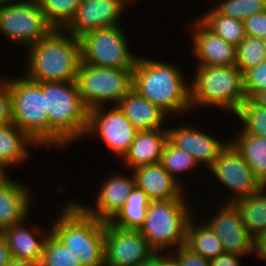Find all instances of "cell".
Returning a JSON list of instances; mask_svg holds the SVG:
<instances>
[{
	"label": "cell",
	"instance_id": "cell-1",
	"mask_svg": "<svg viewBox=\"0 0 266 266\" xmlns=\"http://www.w3.org/2000/svg\"><path fill=\"white\" fill-rule=\"evenodd\" d=\"M182 72L171 62L138 56L133 69L132 88L168 116L189 115L192 112L191 87Z\"/></svg>",
	"mask_w": 266,
	"mask_h": 266
},
{
	"label": "cell",
	"instance_id": "cell-2",
	"mask_svg": "<svg viewBox=\"0 0 266 266\" xmlns=\"http://www.w3.org/2000/svg\"><path fill=\"white\" fill-rule=\"evenodd\" d=\"M37 83L45 94V110L49 115V147L62 150L83 140L88 125V109L81 100L75 81Z\"/></svg>",
	"mask_w": 266,
	"mask_h": 266
},
{
	"label": "cell",
	"instance_id": "cell-3",
	"mask_svg": "<svg viewBox=\"0 0 266 266\" xmlns=\"http://www.w3.org/2000/svg\"><path fill=\"white\" fill-rule=\"evenodd\" d=\"M26 51L24 76L36 82H74L81 63L79 38L54 29Z\"/></svg>",
	"mask_w": 266,
	"mask_h": 266
},
{
	"label": "cell",
	"instance_id": "cell-4",
	"mask_svg": "<svg viewBox=\"0 0 266 266\" xmlns=\"http://www.w3.org/2000/svg\"><path fill=\"white\" fill-rule=\"evenodd\" d=\"M73 200L61 207L51 233L82 266H104L105 221L89 216Z\"/></svg>",
	"mask_w": 266,
	"mask_h": 266
},
{
	"label": "cell",
	"instance_id": "cell-5",
	"mask_svg": "<svg viewBox=\"0 0 266 266\" xmlns=\"http://www.w3.org/2000/svg\"><path fill=\"white\" fill-rule=\"evenodd\" d=\"M190 81L191 110L211 107L236 114L246 100L243 73L232 66H196ZM201 107V108H200Z\"/></svg>",
	"mask_w": 266,
	"mask_h": 266
},
{
	"label": "cell",
	"instance_id": "cell-6",
	"mask_svg": "<svg viewBox=\"0 0 266 266\" xmlns=\"http://www.w3.org/2000/svg\"><path fill=\"white\" fill-rule=\"evenodd\" d=\"M187 199L151 201L141 235L155 252H173L185 245L186 225L194 210ZM189 205V206H188Z\"/></svg>",
	"mask_w": 266,
	"mask_h": 266
},
{
	"label": "cell",
	"instance_id": "cell-7",
	"mask_svg": "<svg viewBox=\"0 0 266 266\" xmlns=\"http://www.w3.org/2000/svg\"><path fill=\"white\" fill-rule=\"evenodd\" d=\"M10 77H7V84L11 94L12 122L37 145L49 148V115L41 86L24 75Z\"/></svg>",
	"mask_w": 266,
	"mask_h": 266
},
{
	"label": "cell",
	"instance_id": "cell-8",
	"mask_svg": "<svg viewBox=\"0 0 266 266\" xmlns=\"http://www.w3.org/2000/svg\"><path fill=\"white\" fill-rule=\"evenodd\" d=\"M75 83L90 110L118 102L132 89L133 69H115L80 63ZM107 103V104H106Z\"/></svg>",
	"mask_w": 266,
	"mask_h": 266
},
{
	"label": "cell",
	"instance_id": "cell-9",
	"mask_svg": "<svg viewBox=\"0 0 266 266\" xmlns=\"http://www.w3.org/2000/svg\"><path fill=\"white\" fill-rule=\"evenodd\" d=\"M53 30L37 0L0 3V35L15 46L27 49Z\"/></svg>",
	"mask_w": 266,
	"mask_h": 266
},
{
	"label": "cell",
	"instance_id": "cell-10",
	"mask_svg": "<svg viewBox=\"0 0 266 266\" xmlns=\"http://www.w3.org/2000/svg\"><path fill=\"white\" fill-rule=\"evenodd\" d=\"M121 25L89 31L79 37L81 62L115 69H134L137 54Z\"/></svg>",
	"mask_w": 266,
	"mask_h": 266
},
{
	"label": "cell",
	"instance_id": "cell-11",
	"mask_svg": "<svg viewBox=\"0 0 266 266\" xmlns=\"http://www.w3.org/2000/svg\"><path fill=\"white\" fill-rule=\"evenodd\" d=\"M88 110V125L84 138H99L106 148L122 159L128 152L138 130L117 105Z\"/></svg>",
	"mask_w": 266,
	"mask_h": 266
},
{
	"label": "cell",
	"instance_id": "cell-12",
	"mask_svg": "<svg viewBox=\"0 0 266 266\" xmlns=\"http://www.w3.org/2000/svg\"><path fill=\"white\" fill-rule=\"evenodd\" d=\"M207 171L210 172V176L214 175L212 178L215 177L221 186H226L225 188L230 191L223 203H234L250 197L264 186L230 142Z\"/></svg>",
	"mask_w": 266,
	"mask_h": 266
},
{
	"label": "cell",
	"instance_id": "cell-13",
	"mask_svg": "<svg viewBox=\"0 0 266 266\" xmlns=\"http://www.w3.org/2000/svg\"><path fill=\"white\" fill-rule=\"evenodd\" d=\"M153 252L139 230L105 222L104 266H137Z\"/></svg>",
	"mask_w": 266,
	"mask_h": 266
},
{
	"label": "cell",
	"instance_id": "cell-14",
	"mask_svg": "<svg viewBox=\"0 0 266 266\" xmlns=\"http://www.w3.org/2000/svg\"><path fill=\"white\" fill-rule=\"evenodd\" d=\"M133 0H81L74 18L64 30L79 38L83 34L105 27L120 25L122 14Z\"/></svg>",
	"mask_w": 266,
	"mask_h": 266
},
{
	"label": "cell",
	"instance_id": "cell-15",
	"mask_svg": "<svg viewBox=\"0 0 266 266\" xmlns=\"http://www.w3.org/2000/svg\"><path fill=\"white\" fill-rule=\"evenodd\" d=\"M218 205V210L213 209L215 214L211 212L212 216L204 218H207L205 221L221 241L225 253L243 257L253 253L254 238L245 228L235 205L233 203Z\"/></svg>",
	"mask_w": 266,
	"mask_h": 266
},
{
	"label": "cell",
	"instance_id": "cell-16",
	"mask_svg": "<svg viewBox=\"0 0 266 266\" xmlns=\"http://www.w3.org/2000/svg\"><path fill=\"white\" fill-rule=\"evenodd\" d=\"M167 128L168 140L180 150L191 155L200 167L207 170L211 167L220 152L230 142L214 138L210 132L196 128L195 125L178 123ZM200 129V130H199Z\"/></svg>",
	"mask_w": 266,
	"mask_h": 266
},
{
	"label": "cell",
	"instance_id": "cell-17",
	"mask_svg": "<svg viewBox=\"0 0 266 266\" xmlns=\"http://www.w3.org/2000/svg\"><path fill=\"white\" fill-rule=\"evenodd\" d=\"M193 25V26H192ZM195 66H232L236 64V47L216 35L197 17L191 23Z\"/></svg>",
	"mask_w": 266,
	"mask_h": 266
},
{
	"label": "cell",
	"instance_id": "cell-18",
	"mask_svg": "<svg viewBox=\"0 0 266 266\" xmlns=\"http://www.w3.org/2000/svg\"><path fill=\"white\" fill-rule=\"evenodd\" d=\"M131 175L112 174L106 180H103L98 189L97 199L95 200V208L87 206L81 202H74L89 216L99 220L109 222L116 213L123 207L127 197L135 187V177L131 171Z\"/></svg>",
	"mask_w": 266,
	"mask_h": 266
},
{
	"label": "cell",
	"instance_id": "cell-19",
	"mask_svg": "<svg viewBox=\"0 0 266 266\" xmlns=\"http://www.w3.org/2000/svg\"><path fill=\"white\" fill-rule=\"evenodd\" d=\"M29 188L9 175L0 182V233L32 215L34 195Z\"/></svg>",
	"mask_w": 266,
	"mask_h": 266
},
{
	"label": "cell",
	"instance_id": "cell-20",
	"mask_svg": "<svg viewBox=\"0 0 266 266\" xmlns=\"http://www.w3.org/2000/svg\"><path fill=\"white\" fill-rule=\"evenodd\" d=\"M28 220L6 228L1 234L12 258L32 262L42 259L44 244L51 233V228L48 226L46 232L40 225L28 224Z\"/></svg>",
	"mask_w": 266,
	"mask_h": 266
},
{
	"label": "cell",
	"instance_id": "cell-21",
	"mask_svg": "<svg viewBox=\"0 0 266 266\" xmlns=\"http://www.w3.org/2000/svg\"><path fill=\"white\" fill-rule=\"evenodd\" d=\"M130 171L135 177V185L142 189L151 201L188 199L184 194L188 190H185L160 163Z\"/></svg>",
	"mask_w": 266,
	"mask_h": 266
},
{
	"label": "cell",
	"instance_id": "cell-22",
	"mask_svg": "<svg viewBox=\"0 0 266 266\" xmlns=\"http://www.w3.org/2000/svg\"><path fill=\"white\" fill-rule=\"evenodd\" d=\"M117 106L138 131L167 129L163 124L169 116L133 88Z\"/></svg>",
	"mask_w": 266,
	"mask_h": 266
},
{
	"label": "cell",
	"instance_id": "cell-23",
	"mask_svg": "<svg viewBox=\"0 0 266 266\" xmlns=\"http://www.w3.org/2000/svg\"><path fill=\"white\" fill-rule=\"evenodd\" d=\"M167 140V129L138 131L128 152L121 159L125 169L133 170L160 163Z\"/></svg>",
	"mask_w": 266,
	"mask_h": 266
},
{
	"label": "cell",
	"instance_id": "cell-24",
	"mask_svg": "<svg viewBox=\"0 0 266 266\" xmlns=\"http://www.w3.org/2000/svg\"><path fill=\"white\" fill-rule=\"evenodd\" d=\"M31 146L39 147L13 122L0 125V166L7 172L28 161Z\"/></svg>",
	"mask_w": 266,
	"mask_h": 266
},
{
	"label": "cell",
	"instance_id": "cell-25",
	"mask_svg": "<svg viewBox=\"0 0 266 266\" xmlns=\"http://www.w3.org/2000/svg\"><path fill=\"white\" fill-rule=\"evenodd\" d=\"M238 131V132H237ZM234 138H228L248 164L254 175L266 185V138L246 134L241 128Z\"/></svg>",
	"mask_w": 266,
	"mask_h": 266
},
{
	"label": "cell",
	"instance_id": "cell-26",
	"mask_svg": "<svg viewBox=\"0 0 266 266\" xmlns=\"http://www.w3.org/2000/svg\"><path fill=\"white\" fill-rule=\"evenodd\" d=\"M194 219L192 215L186 225L185 246L209 260L225 253L221 241L208 223L197 221L198 224Z\"/></svg>",
	"mask_w": 266,
	"mask_h": 266
},
{
	"label": "cell",
	"instance_id": "cell-27",
	"mask_svg": "<svg viewBox=\"0 0 266 266\" xmlns=\"http://www.w3.org/2000/svg\"><path fill=\"white\" fill-rule=\"evenodd\" d=\"M233 204L253 238L266 233V185L250 197L239 199Z\"/></svg>",
	"mask_w": 266,
	"mask_h": 266
},
{
	"label": "cell",
	"instance_id": "cell-28",
	"mask_svg": "<svg viewBox=\"0 0 266 266\" xmlns=\"http://www.w3.org/2000/svg\"><path fill=\"white\" fill-rule=\"evenodd\" d=\"M150 202L147 194L135 185L123 207L109 223L121 229L139 230L146 218Z\"/></svg>",
	"mask_w": 266,
	"mask_h": 266
},
{
	"label": "cell",
	"instance_id": "cell-29",
	"mask_svg": "<svg viewBox=\"0 0 266 266\" xmlns=\"http://www.w3.org/2000/svg\"><path fill=\"white\" fill-rule=\"evenodd\" d=\"M199 19L216 35L235 47L246 37L243 21L218 14L213 8L201 14Z\"/></svg>",
	"mask_w": 266,
	"mask_h": 266
},
{
	"label": "cell",
	"instance_id": "cell-30",
	"mask_svg": "<svg viewBox=\"0 0 266 266\" xmlns=\"http://www.w3.org/2000/svg\"><path fill=\"white\" fill-rule=\"evenodd\" d=\"M160 164L184 189L183 181H179V178L199 166L191 155L175 147L169 140L164 144Z\"/></svg>",
	"mask_w": 266,
	"mask_h": 266
},
{
	"label": "cell",
	"instance_id": "cell-31",
	"mask_svg": "<svg viewBox=\"0 0 266 266\" xmlns=\"http://www.w3.org/2000/svg\"><path fill=\"white\" fill-rule=\"evenodd\" d=\"M241 121V129L246 134L266 138V107L246 98L239 111L235 114Z\"/></svg>",
	"mask_w": 266,
	"mask_h": 266
},
{
	"label": "cell",
	"instance_id": "cell-32",
	"mask_svg": "<svg viewBox=\"0 0 266 266\" xmlns=\"http://www.w3.org/2000/svg\"><path fill=\"white\" fill-rule=\"evenodd\" d=\"M54 29H64L74 18L81 0H37Z\"/></svg>",
	"mask_w": 266,
	"mask_h": 266
},
{
	"label": "cell",
	"instance_id": "cell-33",
	"mask_svg": "<svg viewBox=\"0 0 266 266\" xmlns=\"http://www.w3.org/2000/svg\"><path fill=\"white\" fill-rule=\"evenodd\" d=\"M266 60V48L263 39L247 36L236 47V64L244 74Z\"/></svg>",
	"mask_w": 266,
	"mask_h": 266
},
{
	"label": "cell",
	"instance_id": "cell-34",
	"mask_svg": "<svg viewBox=\"0 0 266 266\" xmlns=\"http://www.w3.org/2000/svg\"><path fill=\"white\" fill-rule=\"evenodd\" d=\"M213 9L218 13L243 21L249 16L266 11V0H221Z\"/></svg>",
	"mask_w": 266,
	"mask_h": 266
},
{
	"label": "cell",
	"instance_id": "cell-35",
	"mask_svg": "<svg viewBox=\"0 0 266 266\" xmlns=\"http://www.w3.org/2000/svg\"><path fill=\"white\" fill-rule=\"evenodd\" d=\"M76 253L66 249L65 246L52 234L47 237L42 259L48 266H82Z\"/></svg>",
	"mask_w": 266,
	"mask_h": 266
},
{
	"label": "cell",
	"instance_id": "cell-36",
	"mask_svg": "<svg viewBox=\"0 0 266 266\" xmlns=\"http://www.w3.org/2000/svg\"><path fill=\"white\" fill-rule=\"evenodd\" d=\"M243 89L246 98H251L255 93L266 90V60L243 74Z\"/></svg>",
	"mask_w": 266,
	"mask_h": 266
},
{
	"label": "cell",
	"instance_id": "cell-37",
	"mask_svg": "<svg viewBox=\"0 0 266 266\" xmlns=\"http://www.w3.org/2000/svg\"><path fill=\"white\" fill-rule=\"evenodd\" d=\"M170 256L177 262L178 266H210V260L192 252L185 245L170 252Z\"/></svg>",
	"mask_w": 266,
	"mask_h": 266
},
{
	"label": "cell",
	"instance_id": "cell-38",
	"mask_svg": "<svg viewBox=\"0 0 266 266\" xmlns=\"http://www.w3.org/2000/svg\"><path fill=\"white\" fill-rule=\"evenodd\" d=\"M247 36L264 39L266 37V11L254 14L243 20Z\"/></svg>",
	"mask_w": 266,
	"mask_h": 266
},
{
	"label": "cell",
	"instance_id": "cell-39",
	"mask_svg": "<svg viewBox=\"0 0 266 266\" xmlns=\"http://www.w3.org/2000/svg\"><path fill=\"white\" fill-rule=\"evenodd\" d=\"M12 122L11 94L7 77H0V125Z\"/></svg>",
	"mask_w": 266,
	"mask_h": 266
},
{
	"label": "cell",
	"instance_id": "cell-40",
	"mask_svg": "<svg viewBox=\"0 0 266 266\" xmlns=\"http://www.w3.org/2000/svg\"><path fill=\"white\" fill-rule=\"evenodd\" d=\"M241 258H243V256L223 253L216 258H212L210 260V266H241Z\"/></svg>",
	"mask_w": 266,
	"mask_h": 266
},
{
	"label": "cell",
	"instance_id": "cell-41",
	"mask_svg": "<svg viewBox=\"0 0 266 266\" xmlns=\"http://www.w3.org/2000/svg\"><path fill=\"white\" fill-rule=\"evenodd\" d=\"M251 256H257L258 259L266 262V233L254 238L253 254Z\"/></svg>",
	"mask_w": 266,
	"mask_h": 266
},
{
	"label": "cell",
	"instance_id": "cell-42",
	"mask_svg": "<svg viewBox=\"0 0 266 266\" xmlns=\"http://www.w3.org/2000/svg\"><path fill=\"white\" fill-rule=\"evenodd\" d=\"M11 258L6 241L0 233V266H5Z\"/></svg>",
	"mask_w": 266,
	"mask_h": 266
},
{
	"label": "cell",
	"instance_id": "cell-43",
	"mask_svg": "<svg viewBox=\"0 0 266 266\" xmlns=\"http://www.w3.org/2000/svg\"><path fill=\"white\" fill-rule=\"evenodd\" d=\"M158 266H178L169 252H158Z\"/></svg>",
	"mask_w": 266,
	"mask_h": 266
},
{
	"label": "cell",
	"instance_id": "cell-44",
	"mask_svg": "<svg viewBox=\"0 0 266 266\" xmlns=\"http://www.w3.org/2000/svg\"><path fill=\"white\" fill-rule=\"evenodd\" d=\"M137 266H158V252L154 251Z\"/></svg>",
	"mask_w": 266,
	"mask_h": 266
},
{
	"label": "cell",
	"instance_id": "cell-45",
	"mask_svg": "<svg viewBox=\"0 0 266 266\" xmlns=\"http://www.w3.org/2000/svg\"><path fill=\"white\" fill-rule=\"evenodd\" d=\"M251 98L256 103L266 107V90L255 93Z\"/></svg>",
	"mask_w": 266,
	"mask_h": 266
},
{
	"label": "cell",
	"instance_id": "cell-46",
	"mask_svg": "<svg viewBox=\"0 0 266 266\" xmlns=\"http://www.w3.org/2000/svg\"><path fill=\"white\" fill-rule=\"evenodd\" d=\"M5 266H31V262L11 257Z\"/></svg>",
	"mask_w": 266,
	"mask_h": 266
},
{
	"label": "cell",
	"instance_id": "cell-47",
	"mask_svg": "<svg viewBox=\"0 0 266 266\" xmlns=\"http://www.w3.org/2000/svg\"><path fill=\"white\" fill-rule=\"evenodd\" d=\"M31 266H48L43 259L35 260L31 262Z\"/></svg>",
	"mask_w": 266,
	"mask_h": 266
},
{
	"label": "cell",
	"instance_id": "cell-48",
	"mask_svg": "<svg viewBox=\"0 0 266 266\" xmlns=\"http://www.w3.org/2000/svg\"><path fill=\"white\" fill-rule=\"evenodd\" d=\"M7 176H8L7 171H5V169H4L2 166H0V182H1L4 178H6Z\"/></svg>",
	"mask_w": 266,
	"mask_h": 266
},
{
	"label": "cell",
	"instance_id": "cell-49",
	"mask_svg": "<svg viewBox=\"0 0 266 266\" xmlns=\"http://www.w3.org/2000/svg\"><path fill=\"white\" fill-rule=\"evenodd\" d=\"M19 1H24V0H0V3H4V2H19Z\"/></svg>",
	"mask_w": 266,
	"mask_h": 266
},
{
	"label": "cell",
	"instance_id": "cell-50",
	"mask_svg": "<svg viewBox=\"0 0 266 266\" xmlns=\"http://www.w3.org/2000/svg\"><path fill=\"white\" fill-rule=\"evenodd\" d=\"M264 41V45H265V48H266V37L263 39Z\"/></svg>",
	"mask_w": 266,
	"mask_h": 266
}]
</instances>
